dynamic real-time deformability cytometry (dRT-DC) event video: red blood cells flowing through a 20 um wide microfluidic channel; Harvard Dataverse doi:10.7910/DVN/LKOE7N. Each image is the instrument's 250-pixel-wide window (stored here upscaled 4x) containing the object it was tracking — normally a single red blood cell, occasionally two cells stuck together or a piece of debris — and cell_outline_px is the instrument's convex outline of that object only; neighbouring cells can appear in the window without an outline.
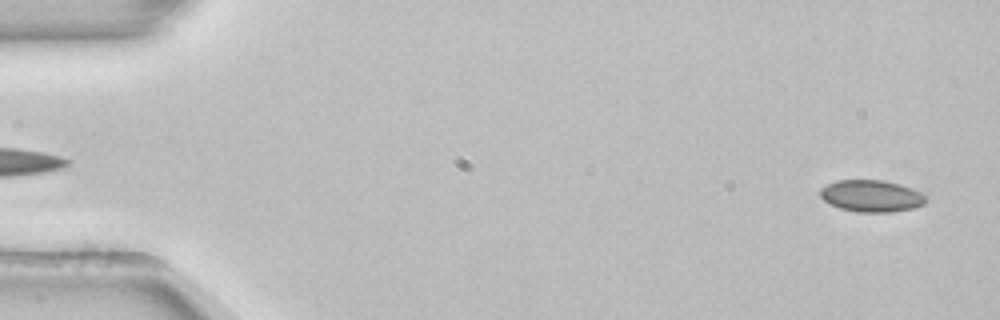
{"species": "common noctule bat (a hibernating species)", "species_latin": "Nyctalus noctula", "temperature_condition": "room temperature", "stored_images_in_passage": 53, "camera_frame_rate_fps": 3000, "um_per_image_px": 0.085, "animal": {"sex": "female", "body_mass_g": 22.7, "forearm_length_mm": 54.2}, "frame": {"image": 1, "passage_image": 2, "time_ms": 0.333, "image_size_px": [1000, 320], "cell_outline_px": [[924, 204], [912, 208], [892, 212], [856, 212], [840, 208], [824, 200], [820, 196], [820, 188], [836, 180], [884, 180], [900, 184], [920, 192], [924, 196]], "centroid_in_image_um": [74.04, 16.65], "position_along_channel_um": 11.0, "area_um2": 19.42}}
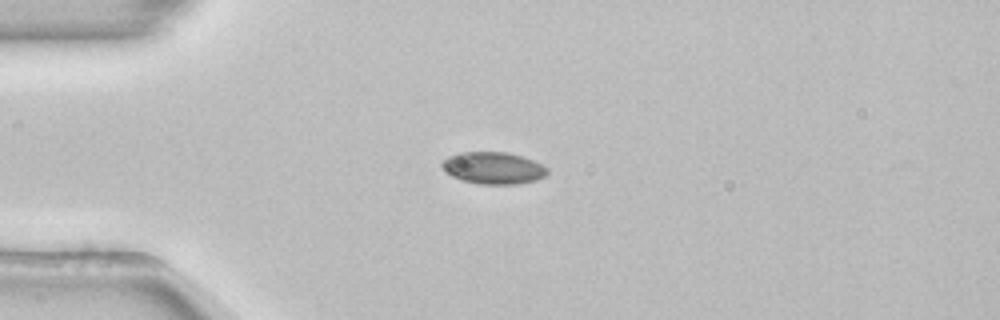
{"frame": {"image": 2, "passage_image": 13, "time_ms": 4.0, "image_size_px": [1000, 320], "cell_outline_px": [[548, 172], [544, 176], [536, 180], [516, 184], [480, 184], [460, 180], [444, 172], [440, 164], [448, 156], [460, 152], [508, 152], [532, 160], [548, 168]], "centroid_in_image_um": [41.88, 14.28], "position_along_channel_um": 43.1, "area_um2": 19.65}}
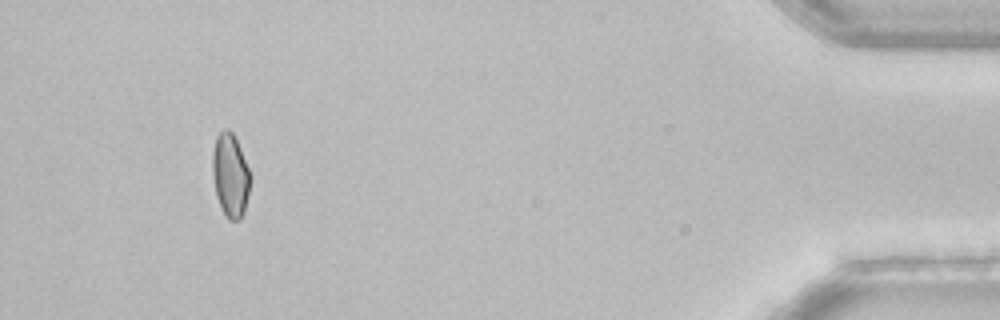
{"frame": {"image": 3, "passage_image": 49, "time_ms": 16.0, "image_size_px": [1000, 320], "cell_outline_px": [[248, 196], [244, 212], [240, 220], [228, 220], [216, 196], [212, 176], [212, 152], [216, 136], [224, 128], [228, 128], [232, 132], [240, 148], [248, 168]], "centroid_in_image_um": [19.54, 14.88], "position_along_channel_um": 415.7, "area_um2": 18.15}, "authors_computed_cell_mechanics": {"area_um2": 19.2474, "velocity_mm_per_s": 3.8875, "shape_relaxation_time_tau1_ms": 7.922, "shape_relaxation_time_tau2_ms": null, "deformation_change_tau1": 0.0747, "deformation_change_tau2": null}}